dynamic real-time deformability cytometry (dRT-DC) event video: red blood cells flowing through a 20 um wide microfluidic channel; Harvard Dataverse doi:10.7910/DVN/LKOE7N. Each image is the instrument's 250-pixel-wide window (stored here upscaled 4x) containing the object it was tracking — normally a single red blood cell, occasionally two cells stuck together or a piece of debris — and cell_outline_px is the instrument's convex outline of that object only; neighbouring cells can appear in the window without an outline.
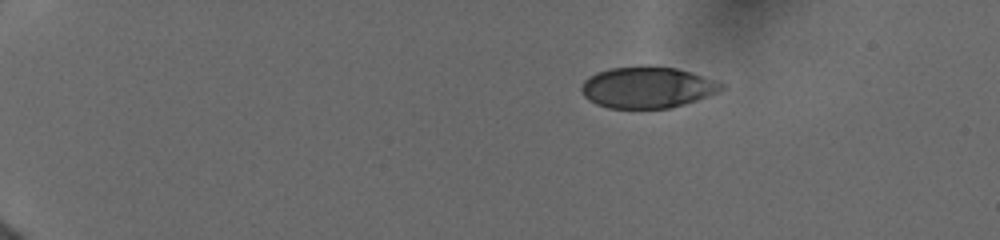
{"species": "human", "species_latin": "Homo sapiens", "temperature_condition": "cold", "stored_images_in_passage": 64, "camera_frame_rate_fps": 3000, "um_per_image_px": 0.085, "donor": {"sex": "female"}, "frame": {"image": 1, "passage_image": 1, "time_ms": 0.0, "image_size_px": [1000, 240], "cell_outline_px": [[724, 88], [708, 96], [684, 104], [668, 108], [608, 108], [596, 104], [588, 100], [580, 92], [580, 88], [584, 80], [588, 76], [596, 72], [608, 68], [648, 64], [676, 68], [692, 72], [724, 84]], "centroid_in_image_um": [54.96, 7.4], "position_along_channel_um": 30.0, "area_um2": 34.1}}
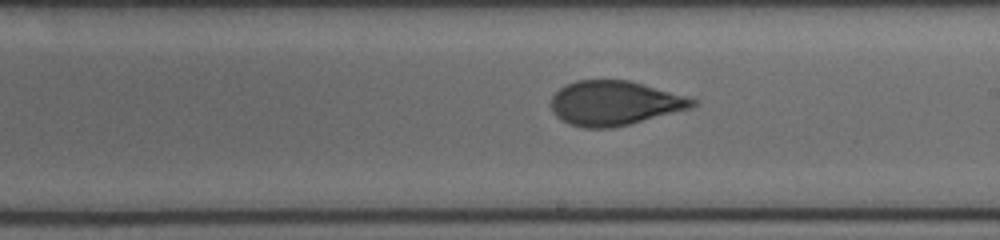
{"frame": {"image": 2, "passage_image": 37, "time_ms": 8.0, "image_size_px": [1000, 240], "cell_outline_px": [[700, 100], [692, 108], [612, 128], [584, 128], [568, 124], [560, 120], [556, 116], [552, 108], [552, 96], [564, 84], [576, 80], [628, 80]], "centroid_in_image_um": [52.22, 8.77], "position_along_channel_um": 236.8, "area_um2": 36.59}}
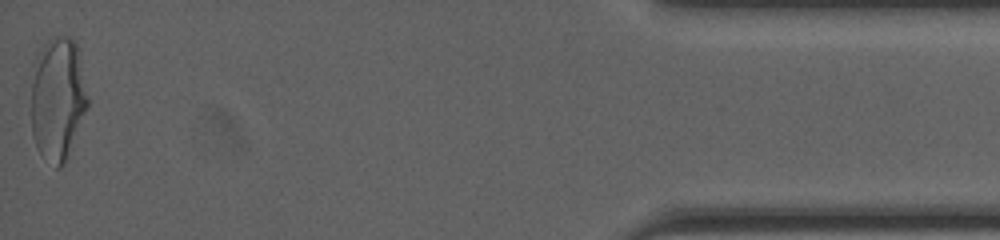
{"frame": {"image": 3, "passage_image": 63, "time_ms": 14.667, "image_size_px": [1000, 240], "cell_outline_px": [[88, 108], [68, 156], [64, 164], [60, 168], [56, 168], [36, 148], [32, 136], [32, 64], [36, 56], [44, 44], [48, 40], [60, 36], [72, 36], [76, 40], [80, 56], [88, 100]], "centroid_in_image_um": [4.91, 8.37], "position_along_channel_um": 430.3, "area_um2": 41.04}, "authors_computed_cell_mechanics": {"area_um2": 37.0209, "velocity_mm_per_s": 3.932, "shape_relaxation_time_tau1_ms": 5.0326, "shape_relaxation_time_tau2_ms": 0.8743, "deformation_change_tau1": 0.1662, "deformation_change_tau2": 0.0695}}